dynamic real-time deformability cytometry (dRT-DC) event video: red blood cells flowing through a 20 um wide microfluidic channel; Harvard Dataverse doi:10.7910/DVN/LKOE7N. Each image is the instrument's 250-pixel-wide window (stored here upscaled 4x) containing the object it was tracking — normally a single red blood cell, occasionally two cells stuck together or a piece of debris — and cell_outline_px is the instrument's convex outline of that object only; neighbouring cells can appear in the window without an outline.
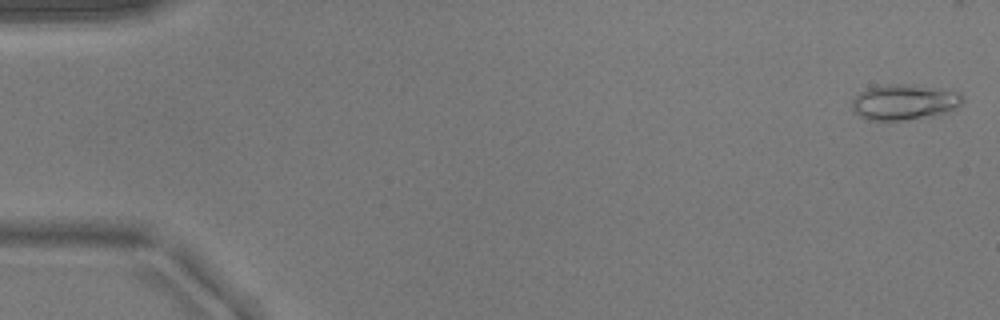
{"species": "common noctule bat (a hibernating species)", "species_latin": "Nyctalus noctula", "temperature_condition": "warm", "stored_images_in_passage": 51, "camera_frame_rate_fps": 3000, "um_per_image_px": 0.085, "animal": {"sex": "male", "body_mass_g": 17.9}, "frame": {"image": 1, "passage_image": 1, "time_ms": 0.0, "image_size_px": [1000, 320], "cell_outline_px": [[964, 100], [956, 108], [948, 112], [936, 116], [904, 120], [868, 120], [860, 116], [852, 108], [852, 100], [860, 92], [868, 88], [888, 84], [904, 84], [960, 92], [964, 96]], "centroid_in_image_um": [76.89, 8.69], "position_along_channel_um": 8.1, "area_um2": 22.83}}
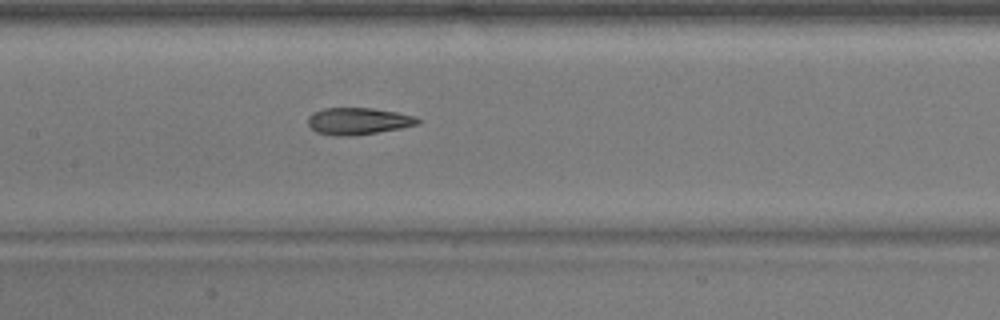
{"frame": {"image": 2, "passage_image": 25, "time_ms": 8.0, "image_size_px": [1000, 320], "cell_outline_px": [[420, 124], [400, 128], [352, 136], [332, 136], [316, 132], [308, 124], [308, 116], [312, 112], [324, 108], [372, 108], [396, 112], [416, 116], [420, 120]], "centroid_in_image_um": [30.43, 10.29], "position_along_channel_um": 177.0, "area_um2": 17.28}}
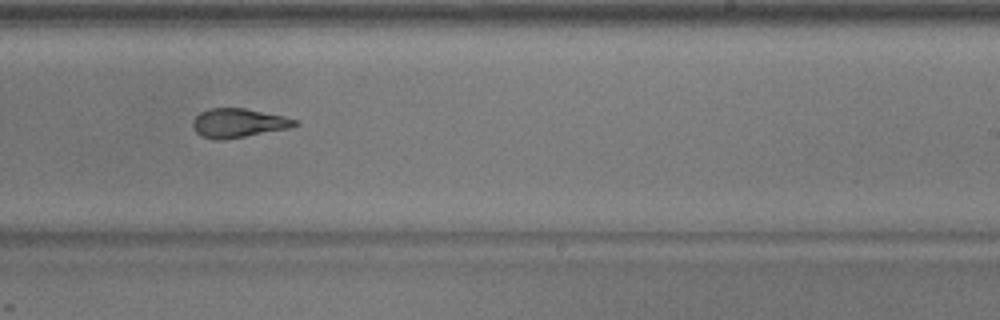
{"frame": {"image": 3, "passage_image": 32, "time_ms": 10.333, "image_size_px": [1000, 320], "cell_outline_px": [[300, 124], [288, 128], [224, 140], [216, 140], [200, 136], [192, 128], [192, 120], [200, 112], [208, 108], [244, 108], [284, 116], [300, 120]], "centroid_in_image_um": [20.24, 10.45], "position_along_channel_um": 268.8, "area_um2": 17.4}}